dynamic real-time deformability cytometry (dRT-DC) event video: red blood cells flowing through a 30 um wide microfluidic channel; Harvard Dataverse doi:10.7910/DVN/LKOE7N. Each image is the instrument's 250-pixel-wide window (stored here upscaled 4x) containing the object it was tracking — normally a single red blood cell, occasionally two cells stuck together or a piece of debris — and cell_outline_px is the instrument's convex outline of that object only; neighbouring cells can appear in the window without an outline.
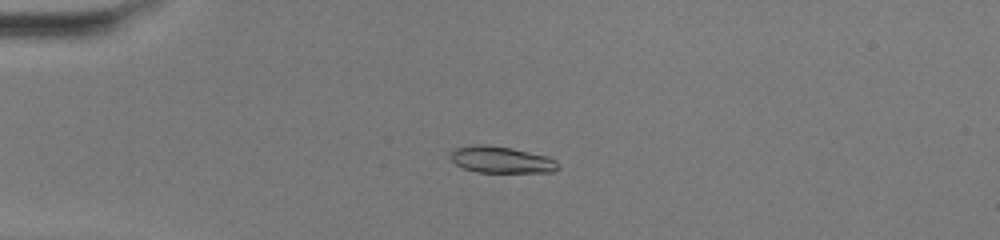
{"species": "common noctule bat (a hibernating species)", "species_latin": "Nyctalus noctula", "temperature_condition": "warm", "stored_images_in_passage": 51, "camera_frame_rate_fps": 3000, "um_per_image_px": 0.085, "animal": {"sex": "female", "body_mass_g": 20.0, "forearm_length_mm": 54.0}, "frame": {"image": 1, "passage_image": 14, "time_ms": 4.333, "image_size_px": [1000, 240], "cell_outline_px": [[560, 168], [552, 172], [476, 172], [464, 168], [456, 164], [448, 156], [448, 152], [456, 148], [468, 144], [488, 144], [512, 148], [548, 156], [556, 160], [560, 164]], "centroid_in_image_um": [42.59, 13.56], "position_along_channel_um": 42.4, "area_um2": 17.05}}
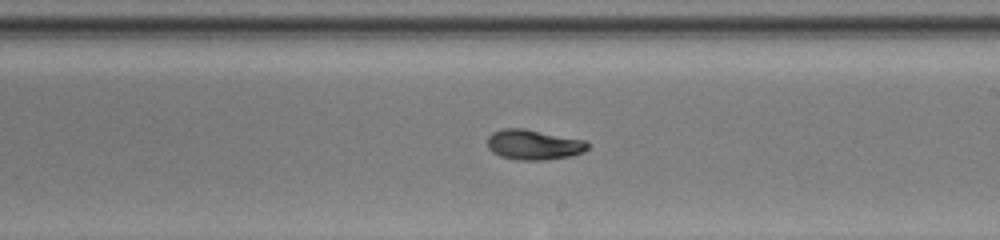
{"frame": {"image": 2, "passage_image": 31, "time_ms": 10.0, "image_size_px": [1000, 240], "cell_outline_px": [[588, 148], [584, 152], [572, 156], [544, 160], [520, 160], [500, 156], [492, 152], [488, 148], [488, 136], [492, 132], [500, 128], [524, 128], [584, 140], [588, 144]], "centroid_in_image_um": [45.34, 12.29], "position_along_channel_um": 243.7, "area_um2": 17.69}}
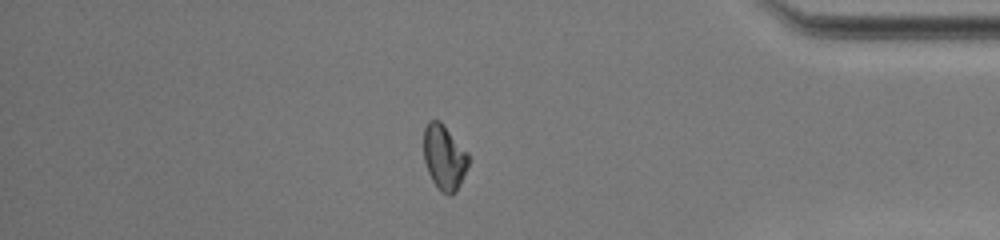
{"frame": {"image": 3, "passage_image": 44, "time_ms": 14.333, "image_size_px": [1000, 240], "cell_outline_px": [[468, 164], [460, 184], [456, 192], [452, 196], [448, 196], [440, 192], [432, 180], [428, 172], [424, 160], [424, 128], [428, 120], [440, 120], [468, 152]], "centroid_in_image_um": [37.75, 13.38], "position_along_channel_um": 397.5, "area_um2": 17.11}, "authors_computed_cell_mechanics": {"area_um2": 17.1088, "velocity_mm_per_s": 4.1697, "shape_relaxation_time_tau1_ms": 5.3994, "shape_relaxation_time_tau2_ms": 1.9321, "deformation_change_tau1": 0.2088, "deformation_change_tau2": 0.0501}}